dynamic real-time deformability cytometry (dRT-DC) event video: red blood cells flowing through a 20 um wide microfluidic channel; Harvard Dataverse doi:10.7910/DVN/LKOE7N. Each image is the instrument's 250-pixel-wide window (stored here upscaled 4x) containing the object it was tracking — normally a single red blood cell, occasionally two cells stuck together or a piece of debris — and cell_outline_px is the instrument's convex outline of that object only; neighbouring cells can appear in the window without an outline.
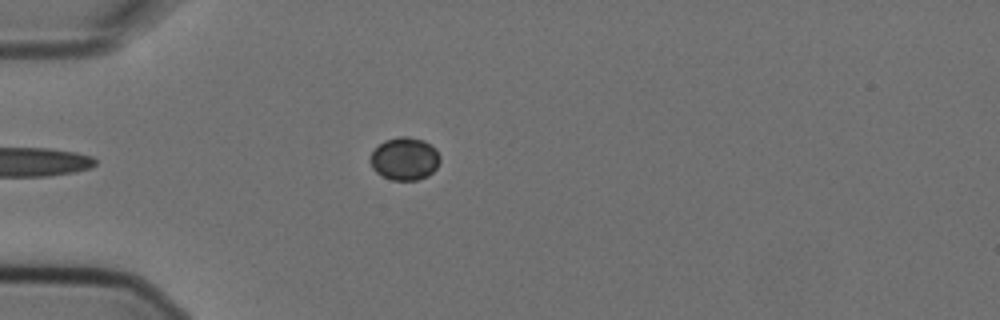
{"species": "Egyptian fruit bat (a non-hibernating species)", "species_latin": "Rousettus aegyptiacus", "temperature_condition": "cold", "stored_images_in_passage": 3, "camera_frame_rate_fps": 3000, "um_per_image_px": 0.085, "animal": {"sex": "female"}, "frame": {"image": 1, "passage_image": 1, "time_ms": 0.0, "image_size_px": [1000, 320], "cell_outline_px": [[440, 160], [436, 168], [428, 176], [416, 180], [392, 180], [376, 172], [372, 168], [368, 160], [368, 156], [384, 140], [396, 136], [408, 136], [424, 140], [432, 144], [436, 148], [440, 156]], "centroid_in_image_um": [34.39, 13.47], "position_along_channel_um": 50.6, "area_um2": 17.69}}